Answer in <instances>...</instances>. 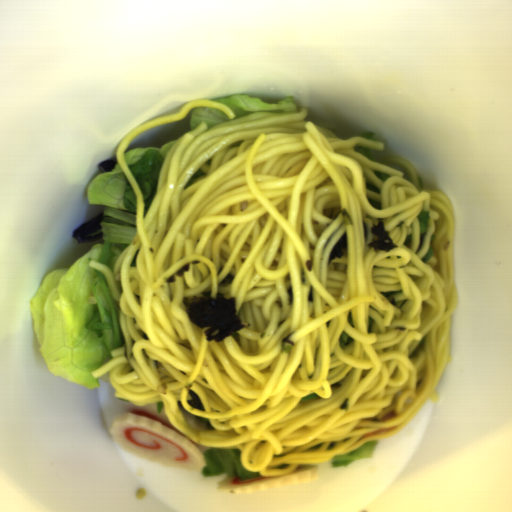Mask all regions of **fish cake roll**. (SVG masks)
Listing matches in <instances>:
<instances>
[{
	"label": "fish cake roll",
	"mask_w": 512,
	"mask_h": 512,
	"mask_svg": "<svg viewBox=\"0 0 512 512\" xmlns=\"http://www.w3.org/2000/svg\"><path fill=\"white\" fill-rule=\"evenodd\" d=\"M319 479L318 465H302L297 467L290 474L280 477H260L255 479H238L234 477H224L222 481L216 483V489L219 492L230 494L261 492L268 489H275L285 486H296L297 484H308Z\"/></svg>",
	"instance_id": "2"
},
{
	"label": "fish cake roll",
	"mask_w": 512,
	"mask_h": 512,
	"mask_svg": "<svg viewBox=\"0 0 512 512\" xmlns=\"http://www.w3.org/2000/svg\"><path fill=\"white\" fill-rule=\"evenodd\" d=\"M127 413L113 417L109 433L123 450L162 467L201 472L207 465L199 444L169 420L155 403L123 404Z\"/></svg>",
	"instance_id": "1"
}]
</instances>
